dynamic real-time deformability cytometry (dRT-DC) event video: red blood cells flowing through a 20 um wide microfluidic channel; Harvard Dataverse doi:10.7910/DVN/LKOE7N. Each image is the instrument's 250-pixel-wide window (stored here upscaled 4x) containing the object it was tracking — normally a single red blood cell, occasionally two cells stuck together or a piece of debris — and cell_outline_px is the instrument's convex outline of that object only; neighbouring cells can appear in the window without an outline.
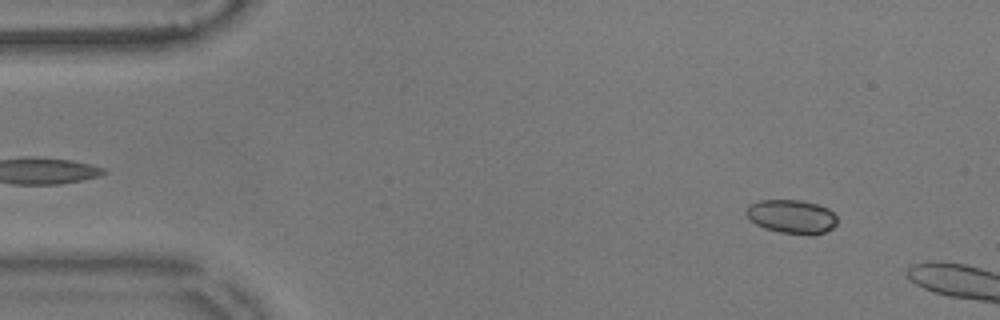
{"species": "common noctule bat (a hibernating species)", "species_latin": "Nyctalus noctula", "temperature_condition": "warm", "stored_images_in_passage": 14, "camera_frame_rate_fps": 3000, "um_per_image_px": 0.085, "animal": {"sex": "male", "body_mass_g": 17.9}, "frame": {"image": 1, "passage_image": 3, "time_ms": 0.667, "image_size_px": [1000, 320], "cell_outline_px": [[836, 224], [832, 228], [824, 232], [812, 236], [808, 236], [780, 232], [764, 228], [756, 224], [744, 212], [748, 204], [760, 200], [800, 200], [816, 204], [828, 208], [836, 216]], "centroid_in_image_um": [67.29, 18.42], "position_along_channel_um": 17.7, "area_um2": 18.03}}